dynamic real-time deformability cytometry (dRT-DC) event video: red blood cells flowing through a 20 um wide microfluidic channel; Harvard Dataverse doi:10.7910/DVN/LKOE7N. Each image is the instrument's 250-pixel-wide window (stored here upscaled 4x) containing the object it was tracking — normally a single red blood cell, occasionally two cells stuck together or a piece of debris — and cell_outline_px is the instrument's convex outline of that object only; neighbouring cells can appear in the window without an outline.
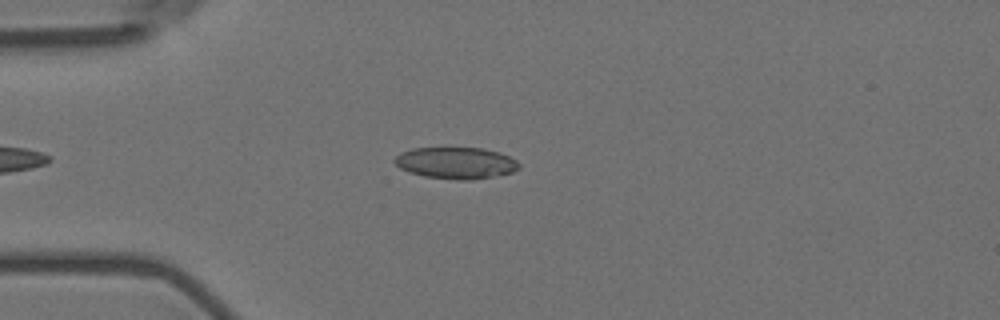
{"species": "Egyptian fruit bat (a non-hibernating species)", "species_latin": "Rousettus aegyptiacus", "temperature_condition": "room temperature", "stored_images_in_passage": 44, "camera_frame_rate_fps": 3000, "um_per_image_px": 0.085, "animal": {"sex": "female"}, "frame": {"image": 1, "passage_image": 6, "time_ms": 1.667, "image_size_px": [1000, 320], "cell_outline_px": [[520, 168], [512, 172], [492, 176], [468, 180], [456, 180], [424, 176], [408, 172], [400, 168], [392, 160], [400, 152], [412, 148], [444, 144], [484, 148], [500, 152], [516, 160], [520, 164]], "centroid_in_image_um": [38.7, 13.78], "position_along_channel_um": 46.3, "area_um2": 23.99}}
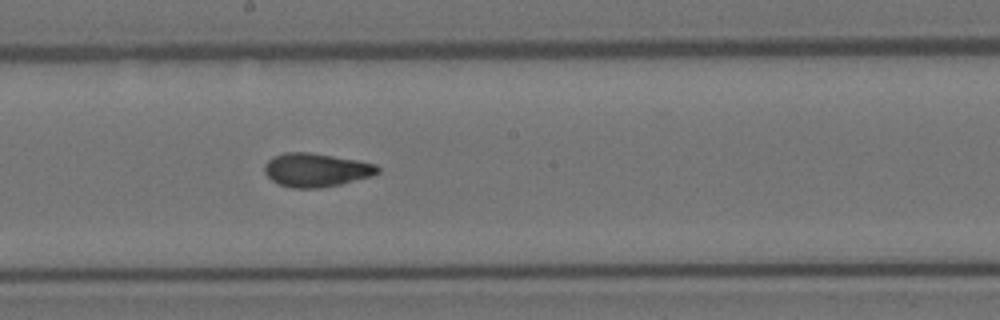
{"frame": {"image": 2, "passage_image": 22, "time_ms": 7.0, "image_size_px": [1000, 320], "cell_outline_px": [[380, 172], [372, 176], [340, 184], [320, 188], [292, 188], [280, 184], [272, 180], [264, 172], [264, 164], [272, 156], [284, 152], [308, 152], [356, 160], [376, 164], [380, 168]], "centroid_in_image_um": [26.86, 14.44], "position_along_channel_um": 221.3, "area_um2": 22.14}}
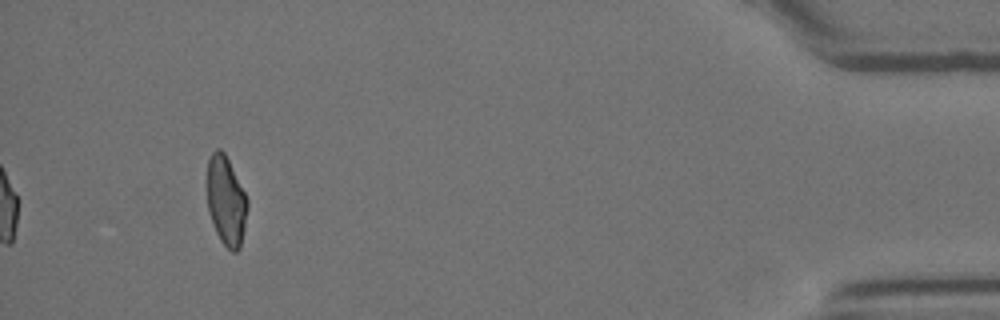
{"frame": {"image": 3, "passage_image": 44, "time_ms": 14.333, "image_size_px": [1000, 320], "cell_outline_px": [[248, 208], [240, 248], [236, 252], [232, 252], [220, 240], [216, 232], [208, 212], [208, 160], [212, 152], [216, 148], [220, 148], [224, 152], [248, 200]], "centroid_in_image_um": [19.22, 17.09], "position_along_channel_um": 416.0, "area_um2": 20.69}, "authors_computed_cell_mechanics": {"area_um2": 22.0218, "velocity_mm_per_s": 3.5782, "shape_relaxation_time_tau1_ms": null, "shape_relaxation_time_tau2_ms": 1.6716, "deformation_change_tau1": null, "deformation_change_tau2": 0.0749}}